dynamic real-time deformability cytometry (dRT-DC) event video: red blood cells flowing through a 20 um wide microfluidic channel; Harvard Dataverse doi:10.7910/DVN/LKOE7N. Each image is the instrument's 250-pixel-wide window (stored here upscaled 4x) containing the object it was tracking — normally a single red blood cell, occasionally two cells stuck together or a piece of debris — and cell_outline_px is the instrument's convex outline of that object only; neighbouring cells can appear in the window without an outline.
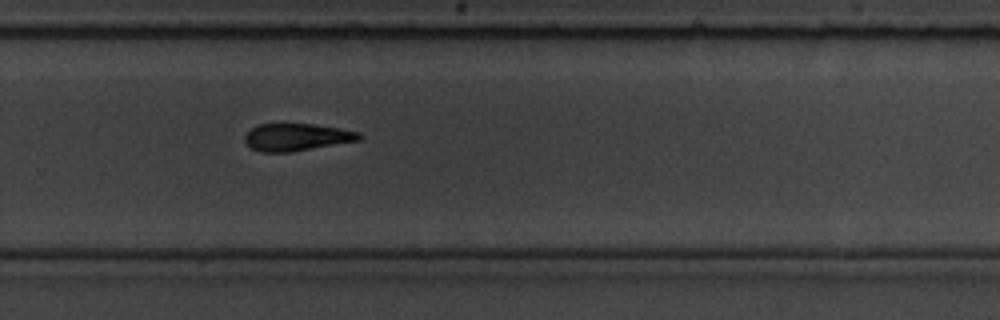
{"species": "common noctule bat (a hibernating species)", "species_latin": "Nyctalus noctula", "temperature_condition": "room temperature", "stored_images_in_passage": 11, "camera_frame_rate_fps": 3000, "um_per_image_px": 0.085, "animal": {"sex": "male", "body_mass_g": 19.5, "forearm_length_mm": 54.6}, "frame": {"image": 1, "passage_image": 10, "time_ms": 11.0, "image_size_px": [1000, 320], "cell_outline_px": [[364, 136], [360, 140], [292, 152], [260, 152], [252, 148], [244, 140], [244, 136], [256, 124], [312, 124], [340, 128], [360, 132]], "centroid_in_image_um": [25.24, 11.66], "position_along_channel_um": 304.6, "area_um2": 18.26}}